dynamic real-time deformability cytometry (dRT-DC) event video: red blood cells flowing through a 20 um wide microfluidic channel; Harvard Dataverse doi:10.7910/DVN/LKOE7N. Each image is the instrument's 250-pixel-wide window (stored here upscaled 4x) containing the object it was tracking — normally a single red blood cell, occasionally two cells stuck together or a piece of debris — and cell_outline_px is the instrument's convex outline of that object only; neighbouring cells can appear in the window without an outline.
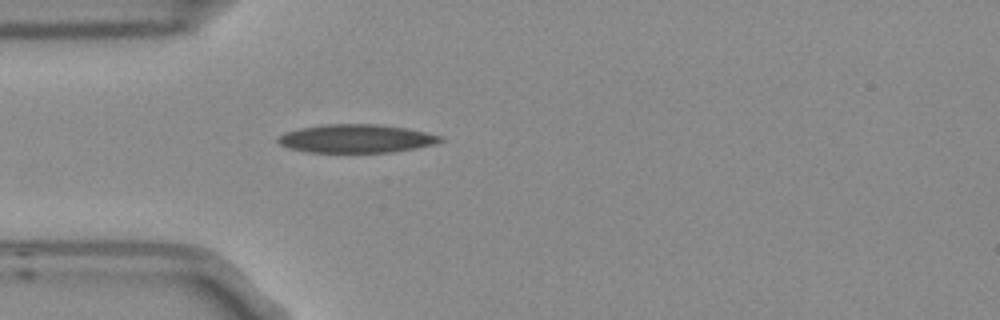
{"species": "Egyptian fruit bat (a non-hibernating species)", "species_latin": "Rousettus aegyptiacus", "temperature_condition": "room temperature", "stored_images_in_passage": 1, "camera_frame_rate_fps": 3000, "um_per_image_px": 0.085, "frame": {"image": 1, "passage_image": 1, "time_ms": 0.0, "image_size_px": [1000, 320], "cell_outline_px": [[444, 140], [432, 144], [416, 148], [392, 152], [308, 152], [288, 148], [280, 144], [276, 140], [284, 132], [300, 128], [324, 124], [380, 124], [404, 128], [424, 132], [440, 136]], "centroid_in_image_um": [30.23, 11.78], "position_along_channel_um": 54.8, "area_um2": 26.65}}